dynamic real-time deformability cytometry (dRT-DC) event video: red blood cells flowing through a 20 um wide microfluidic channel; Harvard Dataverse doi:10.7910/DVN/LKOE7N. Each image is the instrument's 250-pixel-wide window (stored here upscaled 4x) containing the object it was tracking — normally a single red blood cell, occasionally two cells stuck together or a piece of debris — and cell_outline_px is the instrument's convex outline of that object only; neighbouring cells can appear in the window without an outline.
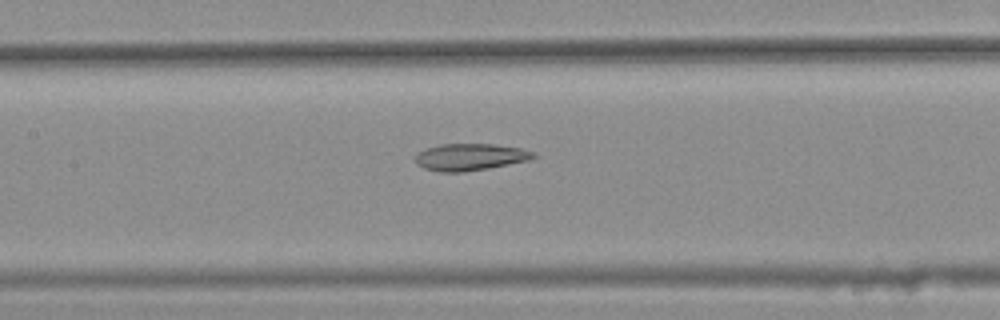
{"species": "common noctule bat (a hibernating species)", "species_latin": "Nyctalus noctula", "temperature_condition": "warm", "stored_images_in_passage": 16, "camera_frame_rate_fps": 3000, "um_per_image_px": 0.085, "animal": {"sex": "female", "body_mass_g": 25.1}, "frame": {"image": 1, "passage_image": 12, "time_ms": 3.667, "image_size_px": [1000, 320], "cell_outline_px": [[536, 156], [528, 160], [488, 168], [464, 172], [440, 172], [424, 168], [416, 164], [416, 156], [424, 148], [440, 144], [492, 144], [520, 148], [536, 152]], "centroid_in_image_um": [39.94, 13.34], "position_along_channel_um": 167.5, "area_um2": 18.44}}
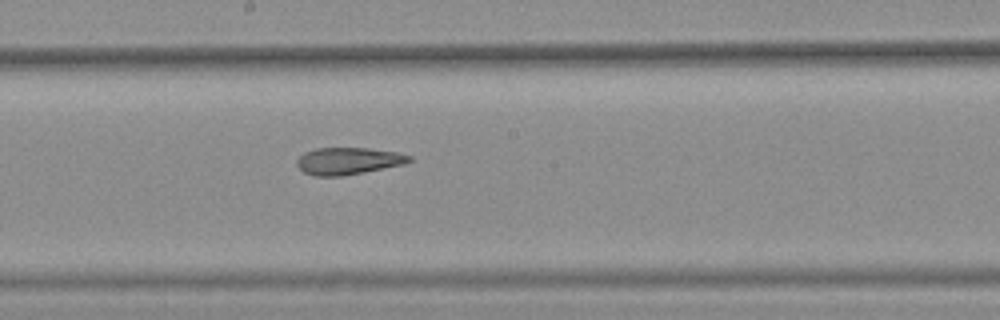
{"frame": {"image": 2, "passage_image": 16, "time_ms": 5.0, "image_size_px": [1000, 320], "cell_outline_px": [[412, 160], [404, 164], [364, 172], [340, 176], [316, 176], [304, 172], [296, 164], [296, 160], [304, 152], [316, 148], [368, 148], [396, 152], [412, 156]], "centroid_in_image_um": [29.59, 13.68], "position_along_channel_um": 218.6, "area_um2": 17.63}}